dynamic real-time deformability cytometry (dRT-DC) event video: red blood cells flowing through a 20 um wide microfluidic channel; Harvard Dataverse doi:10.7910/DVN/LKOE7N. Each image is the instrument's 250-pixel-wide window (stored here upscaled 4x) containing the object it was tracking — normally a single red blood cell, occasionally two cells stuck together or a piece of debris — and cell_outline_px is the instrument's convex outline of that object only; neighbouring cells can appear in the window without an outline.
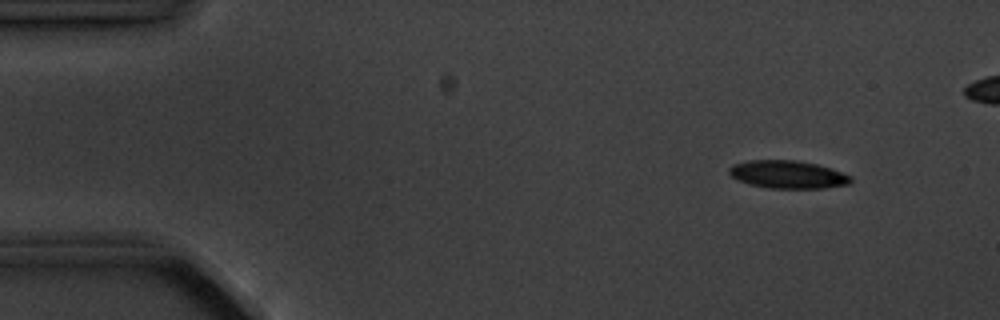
{"species": "common noctule bat (a hibernating species)", "species_latin": "Nyctalus noctula", "temperature_condition": "cold", "stored_images_in_passage": 5, "camera_frame_rate_fps": 3000, "um_per_image_px": 0.085, "animal": {"sex": "male", "body_mass_g": 20.1, "forearm_length_mm": 53.5}, "frame": {"image": 1, "passage_image": 1, "time_ms": 0.0, "image_size_px": [1000, 320], "cell_outline_px": [[852, 180], [848, 184], [824, 188], [768, 188], [748, 184], [736, 180], [728, 172], [728, 168], [732, 164], [748, 160], [796, 160], [816, 164], [852, 176]], "centroid_in_image_um": [66.9, 14.83], "position_along_channel_um": 18.1, "area_um2": 19.77}}
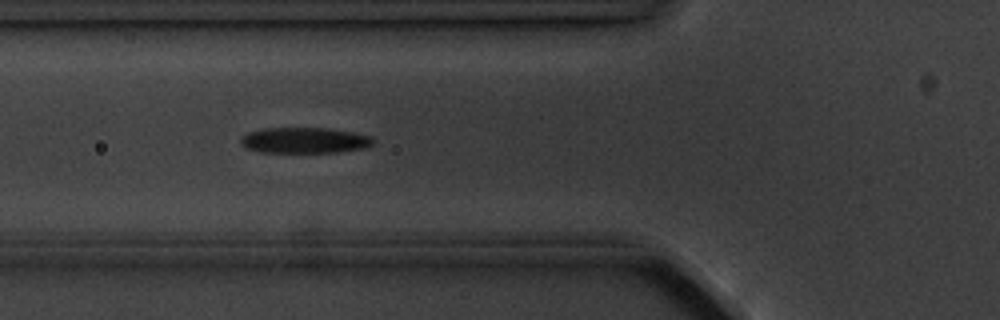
{"frame": {"image": 2, "passage_image": 5, "time_ms": 4.667, "image_size_px": [1000, 320], "cell_outline_px": [[376, 140], [368, 148], [336, 152], [260, 152], [244, 148], [240, 144], [240, 140], [248, 132], [264, 128], [324, 128], [352, 132], [372, 136]], "centroid_in_image_um": [25.9, 11.93], "position_along_channel_um": 99.9, "area_um2": 20.0}}